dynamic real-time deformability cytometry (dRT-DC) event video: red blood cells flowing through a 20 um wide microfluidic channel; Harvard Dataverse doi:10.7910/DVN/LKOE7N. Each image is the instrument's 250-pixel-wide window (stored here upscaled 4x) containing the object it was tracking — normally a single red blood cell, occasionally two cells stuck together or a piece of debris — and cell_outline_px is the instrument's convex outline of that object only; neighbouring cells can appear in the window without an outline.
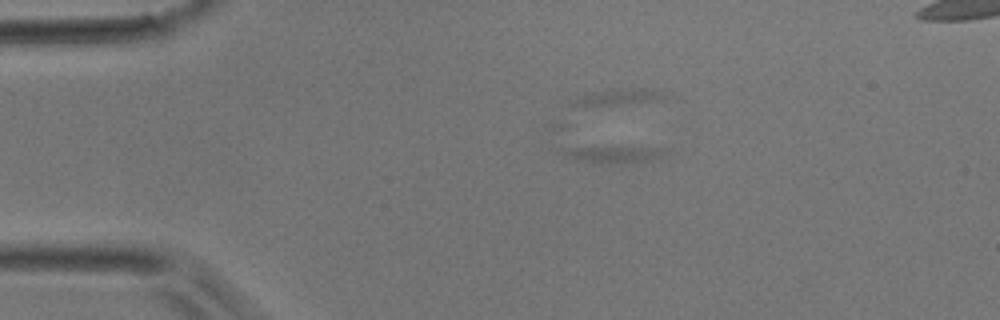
{"species": "common noctule bat (a hibernating species)", "species_latin": "Nyctalus noctula", "temperature_condition": "room temperature", "stored_images_in_passage": 59, "camera_frame_rate_fps": 3000, "um_per_image_px": 0.085, "animal": {"sex": "male", "body_mass_g": 17.9}, "frame": {"image": 1, "passage_image": 15, "time_ms": 4.667, "image_size_px": [1000, 320], "cell_outline_px": [[668, 152], [660, 156], [648, 160], [624, 164], [576, 160], [564, 156], [552, 148], [560, 144], [660, 148]], "centroid_in_image_um": [51.75, 13.04], "position_along_channel_um": 33.3, "area_um2": 11.16}}
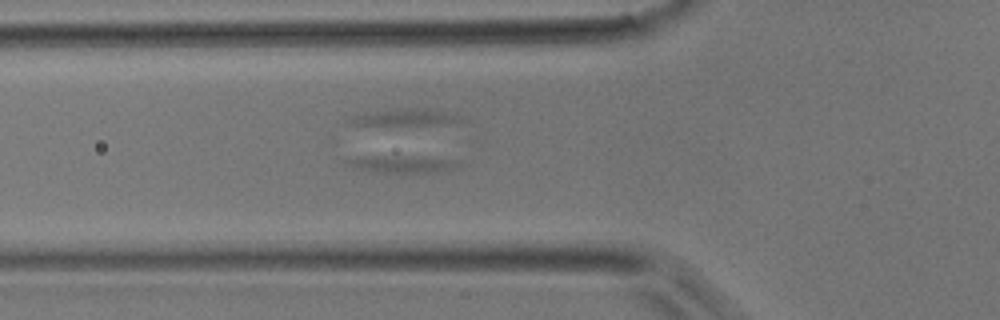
{"frame": {"image": 2, "passage_image": 26, "time_ms": 8.333, "image_size_px": [1000, 320], "cell_outline_px": [[460, 168], [436, 172], [404, 176], [356, 168], [348, 164], [344, 160], [396, 156], [400, 156], [456, 160], [460, 164]], "centroid_in_image_um": [34.36, 14.03], "position_along_channel_um": 91.4, "area_um2": 11.16}}
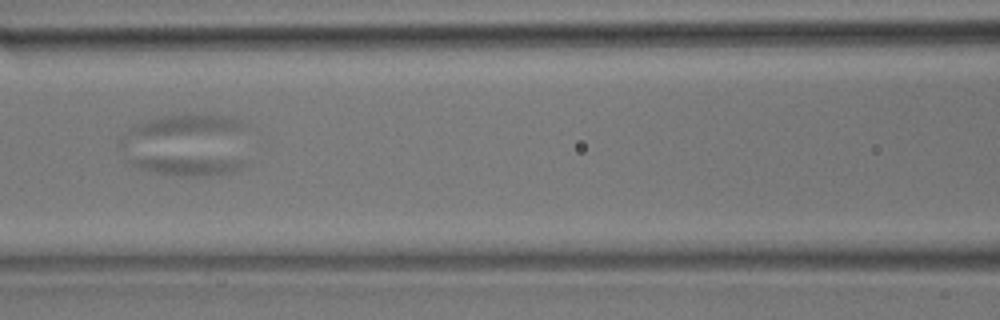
{"frame": {"image": 3, "passage_image": 32, "time_ms": 10.333, "image_size_px": [1000, 320], "cell_outline_px": [[248, 164], [232, 172], [208, 176], [180, 176], [156, 172], [140, 168], [132, 164], [128, 160], [128, 156], [132, 156], [244, 160]], "centroid_in_image_um": [15.9, 14.08], "position_along_channel_um": 150.7, "area_um2": 12.25}}